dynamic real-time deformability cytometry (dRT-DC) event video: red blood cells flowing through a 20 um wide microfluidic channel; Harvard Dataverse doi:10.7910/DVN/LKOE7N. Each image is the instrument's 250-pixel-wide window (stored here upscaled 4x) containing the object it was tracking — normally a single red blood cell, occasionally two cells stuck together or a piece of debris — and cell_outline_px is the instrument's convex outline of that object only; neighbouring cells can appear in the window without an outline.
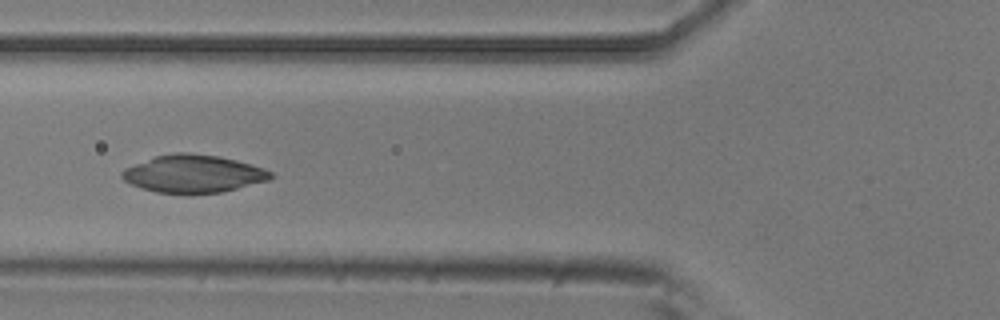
{"species": "common noctule bat (a hibernating species)", "species_latin": "Nyctalus noctula", "temperature_condition": "room temperature", "stored_images_in_passage": 4, "camera_frame_rate_fps": 3000, "um_per_image_px": 0.085, "animal": {"sex": "male", "body_mass_g": 20.5, "forearm_length_mm": 52.5}, "frame": {"image": 1, "passage_image": 2, "time_ms": 0.333, "image_size_px": [1000, 320], "cell_outline_px": [[276, 176], [268, 180], [220, 192], [192, 196], [156, 192], [140, 188], [124, 180], [120, 176], [120, 172], [124, 168], [156, 156], [176, 152], [188, 152], [220, 156], [252, 164], [264, 168], [272, 172]], "centroid_in_image_um": [16.42, 14.79], "position_along_channel_um": 109.4, "area_um2": 33.23}}
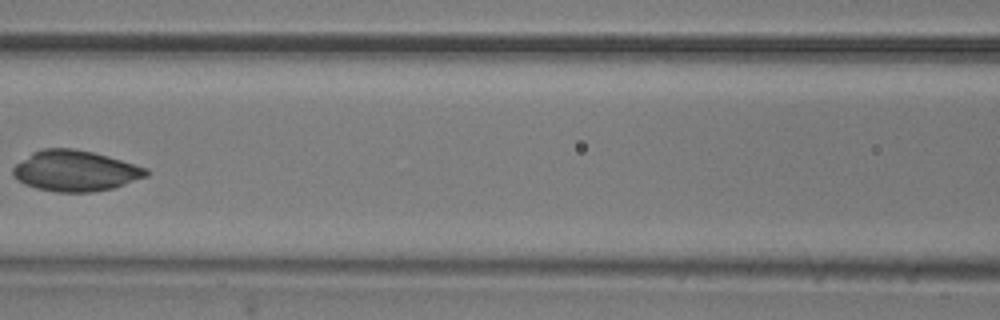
{"frame": {"image": 2, "passage_image": 3, "time_ms": 0.667, "image_size_px": [1000, 320], "cell_outline_px": [[148, 176], [112, 188], [92, 192], [56, 192], [36, 188], [24, 184], [16, 180], [12, 176], [12, 168], [16, 164], [32, 152], [44, 148], [72, 148], [92, 152], [148, 168]], "centroid_in_image_um": [6.35, 14.53], "position_along_channel_um": 160.2, "area_um2": 31.56}}
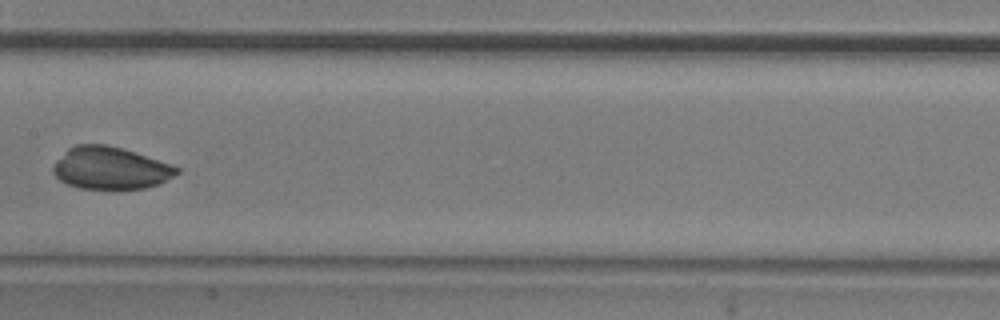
{"frame": {"image": 3, "passage_image": 4, "time_ms": 1.0, "image_size_px": [1000, 320], "cell_outline_px": [[180, 172], [160, 184], [144, 188], [120, 192], [80, 188], [68, 184], [60, 180], [52, 172], [52, 168], [56, 160], [68, 148], [76, 144], [104, 144], [120, 148], [172, 164], [180, 168]], "centroid_in_image_um": [9.39, 14.33], "position_along_channel_um": 198.0, "area_um2": 31.15}}